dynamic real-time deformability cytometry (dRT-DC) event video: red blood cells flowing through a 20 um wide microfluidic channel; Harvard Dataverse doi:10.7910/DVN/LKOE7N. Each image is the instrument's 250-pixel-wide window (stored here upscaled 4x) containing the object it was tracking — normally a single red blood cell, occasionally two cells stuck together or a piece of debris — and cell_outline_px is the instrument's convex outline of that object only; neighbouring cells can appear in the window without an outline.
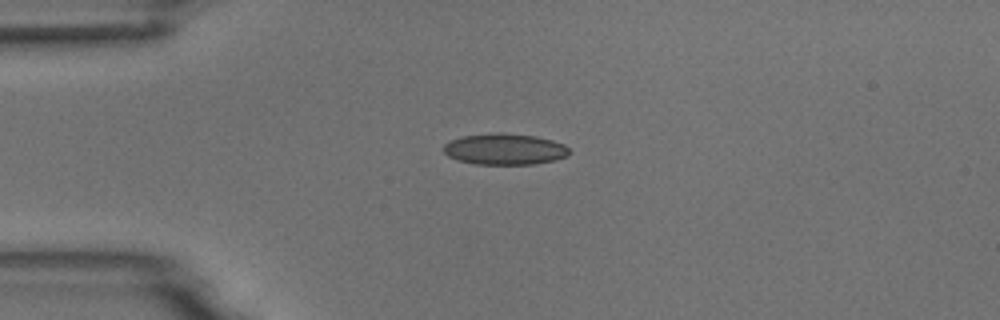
{"species": "common noctule bat (a hibernating species)", "species_latin": "Nyctalus noctula", "temperature_condition": "room temperature", "stored_images_in_passage": 4, "camera_frame_rate_fps": 3000, "um_per_image_px": 0.085, "animal": {"sex": "male", "body_mass_g": 18.8}, "frame": {"image": 1, "passage_image": 1, "time_ms": 0.0, "image_size_px": [1000, 320], "cell_outline_px": [[572, 152], [568, 156], [556, 160], [532, 164], [476, 164], [456, 160], [448, 156], [444, 152], [444, 144], [448, 140], [460, 136], [500, 132], [536, 136], [552, 140], [564, 144]], "centroid_in_image_um": [42.9, 12.67], "position_along_channel_um": 42.1, "area_um2": 23.12}}